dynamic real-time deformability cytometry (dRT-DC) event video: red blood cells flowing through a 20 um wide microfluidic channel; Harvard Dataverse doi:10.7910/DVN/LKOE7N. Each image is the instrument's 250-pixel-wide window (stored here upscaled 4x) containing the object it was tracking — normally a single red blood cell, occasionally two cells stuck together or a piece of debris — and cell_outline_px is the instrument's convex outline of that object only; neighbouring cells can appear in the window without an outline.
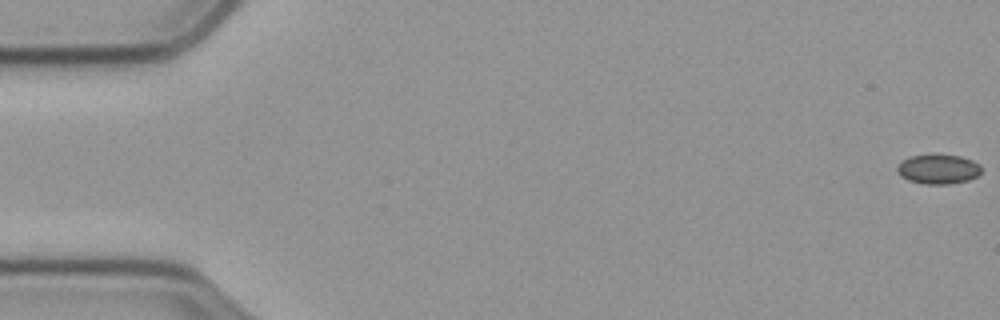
{"species": "common noctule bat (a hibernating species)", "species_latin": "Nyctalus noctula", "temperature_condition": "cold", "stored_images_in_passage": 59, "camera_frame_rate_fps": 3000, "um_per_image_px": 0.085, "animal": {"sex": "male", "body_mass_g": 23.1, "forearm_length_mm": 52.7}, "frame": {"image": 1, "passage_image": 1, "time_ms": 0.0, "image_size_px": [1000, 320], "cell_outline_px": [[980, 172], [976, 176], [968, 180], [948, 184], [924, 184], [908, 180], [900, 176], [896, 172], [896, 168], [900, 160], [908, 156], [960, 156], [972, 160], [980, 164]], "centroid_in_image_um": [79.69, 14.39], "position_along_channel_um": 5.3, "area_um2": 14.33}}
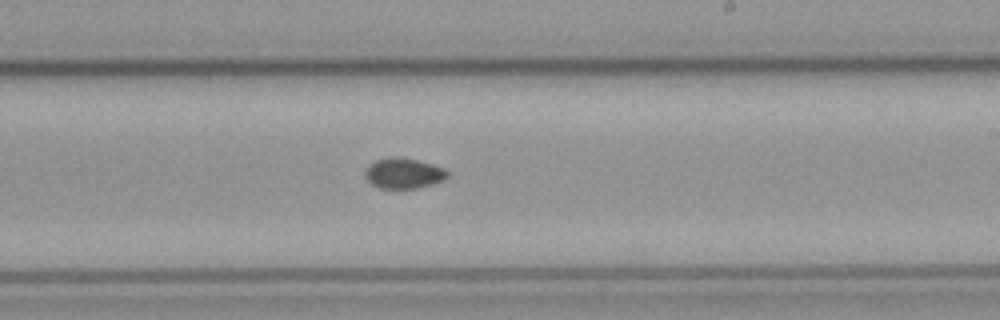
{"frame": {"image": 2, "passage_image": 35, "time_ms": 11.333, "image_size_px": [1000, 320], "cell_outline_px": [[448, 176], [432, 184], [416, 188], [380, 188], [372, 184], [364, 176], [364, 172], [368, 164], [376, 160], [392, 156], [416, 160], [432, 164], [444, 168], [448, 172]], "centroid_in_image_um": [34.26, 14.72], "position_along_channel_um": 254.7, "area_um2": 14.45}}
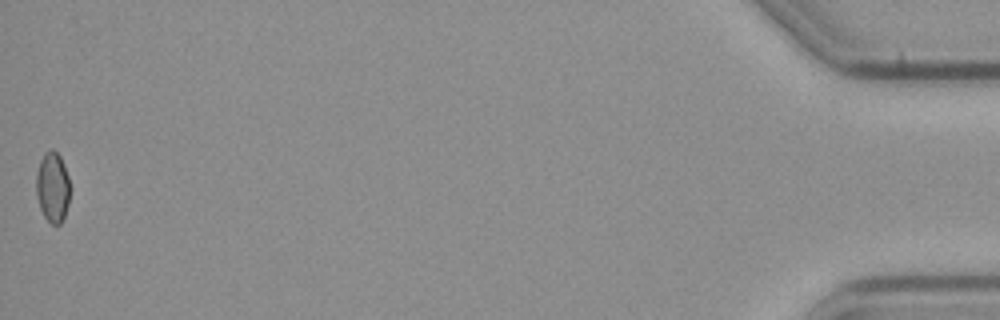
{"frame": {"image": 3, "passage_image": 59, "time_ms": 19.333, "image_size_px": [1000, 320], "cell_outline_px": [[68, 204], [64, 216], [60, 224], [52, 224], [44, 216], [40, 208], [36, 196], [36, 172], [40, 160], [44, 152], [52, 148], [60, 156], [64, 164], [68, 176]], "centroid_in_image_um": [4.44, 15.87], "position_along_channel_um": 430.8, "area_um2": 13.76}}